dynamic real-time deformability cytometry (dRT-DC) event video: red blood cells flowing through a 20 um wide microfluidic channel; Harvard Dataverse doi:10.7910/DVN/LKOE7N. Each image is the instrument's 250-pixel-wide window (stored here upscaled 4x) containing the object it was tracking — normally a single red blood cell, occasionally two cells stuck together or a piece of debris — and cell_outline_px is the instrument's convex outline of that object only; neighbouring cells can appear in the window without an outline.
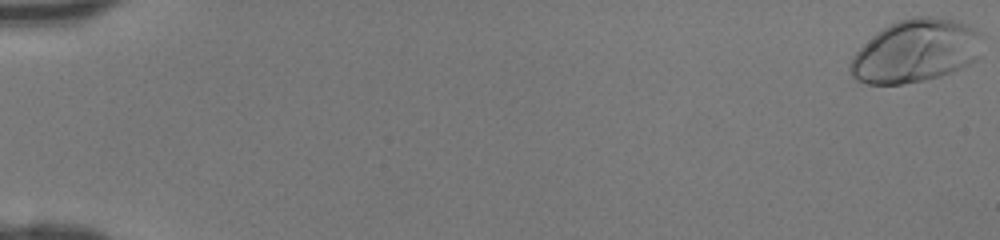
{"species": "human", "species_latin": "Homo sapiens", "temperature_condition": "room temperature", "stored_images_in_passage": 47, "camera_frame_rate_fps": 3000, "um_per_image_px": 0.085, "donor": {"sex": "female"}, "frame": {"image": 1, "passage_image": 1, "time_ms": 0.0, "image_size_px": [1000, 240], "cell_outline_px": [[980, 56], [976, 60], [952, 72], [940, 76], [924, 80], [900, 84], [868, 84], [856, 80], [852, 76], [848, 68], [848, 64], [856, 52], [872, 36], [888, 24], [900, 20], [916, 16], [932, 16], [956, 20], [980, 32]], "centroid_in_image_um": [77.81, 4.34], "position_along_channel_um": 7.2, "area_um2": 48.26}}
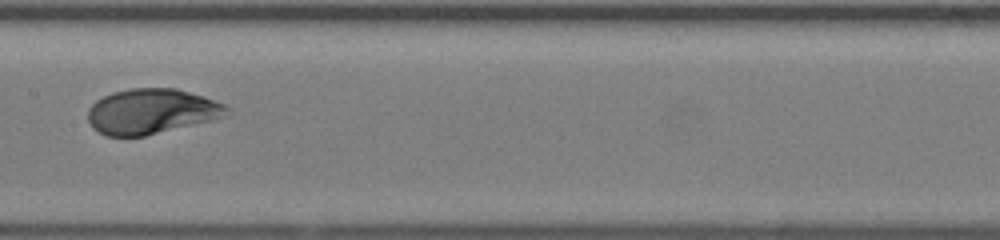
{"frame": {"image": 2, "passage_image": 26, "time_ms": 8.333, "image_size_px": [1000, 240], "cell_outline_px": [[232, 108], [212, 120], [144, 136], [108, 136], [92, 128], [88, 120], [88, 108], [96, 100], [112, 92], [132, 88], [176, 88], [204, 96], [228, 104]], "centroid_in_image_um": [12.86, 9.45], "position_along_channel_um": 194.5, "area_um2": 36.47}}
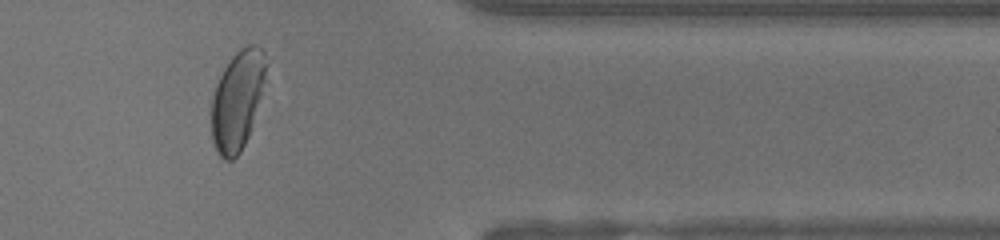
{"frame": {"image": 3, "passage_image": 40, "time_ms": 13.0, "image_size_px": [1000, 240], "cell_outline_px": [[264, 80], [260, 96], [248, 136], [240, 152], [232, 160], [224, 160], [216, 152], [212, 140], [212, 96], [216, 84], [224, 68], [232, 56], [240, 48], [248, 44], [252, 44], [260, 48], [264, 52]], "centroid_in_image_um": [20.13, 8.54], "position_along_channel_um": 391.3, "area_um2": 30.81}}